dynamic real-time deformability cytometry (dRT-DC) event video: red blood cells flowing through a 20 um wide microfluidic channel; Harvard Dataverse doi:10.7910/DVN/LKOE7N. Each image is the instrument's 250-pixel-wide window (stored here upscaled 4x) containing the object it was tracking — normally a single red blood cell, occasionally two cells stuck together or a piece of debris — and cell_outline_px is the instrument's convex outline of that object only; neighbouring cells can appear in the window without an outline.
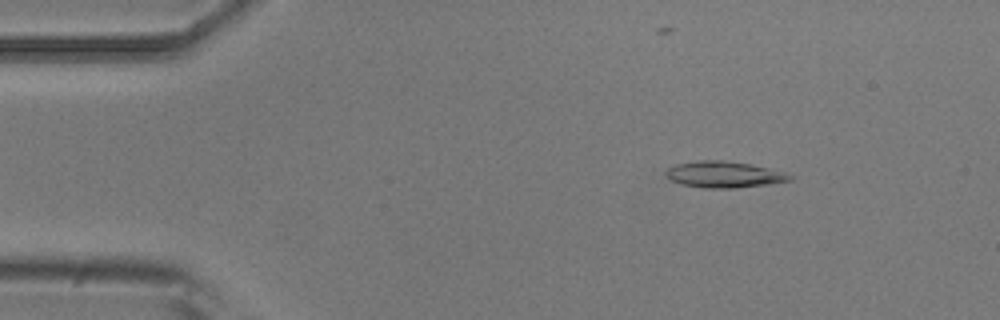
{"species": "common noctule bat (a hibernating species)", "species_latin": "Nyctalus noctula", "temperature_condition": "room temperature", "stored_images_in_passage": 13, "camera_frame_rate_fps": 3000, "um_per_image_px": 0.085, "animal": {"sex": "male", "body_mass_g": 20.5, "forearm_length_mm": 52.5}, "frame": {"image": 1, "passage_image": 7, "time_ms": 2.0, "image_size_px": [1000, 320], "cell_outline_px": [[796, 176], [792, 180], [768, 184], [736, 188], [704, 188], [680, 184], [672, 180], [664, 172], [668, 168], [676, 164], [700, 160], [720, 160], [752, 164], [784, 172]], "centroid_in_image_um": [61.57, 14.83], "position_along_channel_um": 23.4, "area_um2": 19.02}}